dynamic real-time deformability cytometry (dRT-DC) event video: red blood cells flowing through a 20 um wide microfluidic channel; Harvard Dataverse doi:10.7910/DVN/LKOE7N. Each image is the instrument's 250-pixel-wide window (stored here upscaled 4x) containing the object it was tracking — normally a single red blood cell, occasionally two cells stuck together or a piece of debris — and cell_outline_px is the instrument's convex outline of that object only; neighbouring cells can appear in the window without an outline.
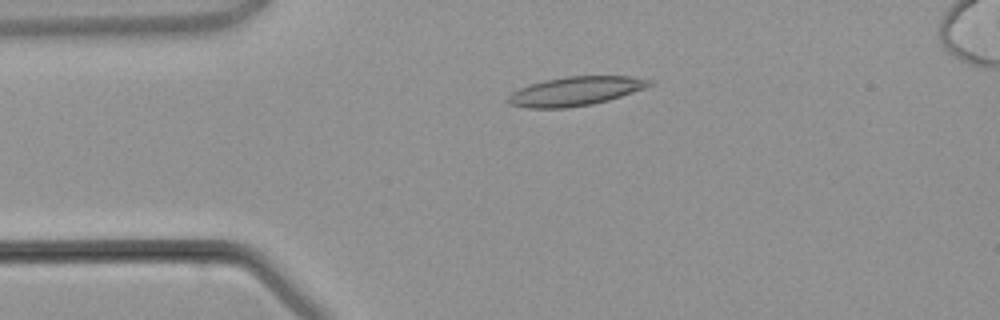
{"species": "common noctule bat (a hibernating species)", "species_latin": "Nyctalus noctula", "temperature_condition": "warm", "stored_images_in_passage": 4, "camera_frame_rate_fps": 3000, "um_per_image_px": 0.085, "animal": {"sex": "male", "body_mass_g": 21.5, "forearm_length_mm": 52.0}, "frame": {"image": 1, "passage_image": 3, "time_ms": 2.667, "image_size_px": [1000, 320], "cell_outline_px": [[652, 84], [632, 92], [608, 100], [592, 104], [568, 108], [524, 108], [508, 104], [508, 96], [512, 92], [520, 88], [544, 80], [568, 76], [632, 76], [652, 80]], "centroid_in_image_um": [48.87, 7.75], "position_along_channel_um": 36.1, "area_um2": 23.7}}